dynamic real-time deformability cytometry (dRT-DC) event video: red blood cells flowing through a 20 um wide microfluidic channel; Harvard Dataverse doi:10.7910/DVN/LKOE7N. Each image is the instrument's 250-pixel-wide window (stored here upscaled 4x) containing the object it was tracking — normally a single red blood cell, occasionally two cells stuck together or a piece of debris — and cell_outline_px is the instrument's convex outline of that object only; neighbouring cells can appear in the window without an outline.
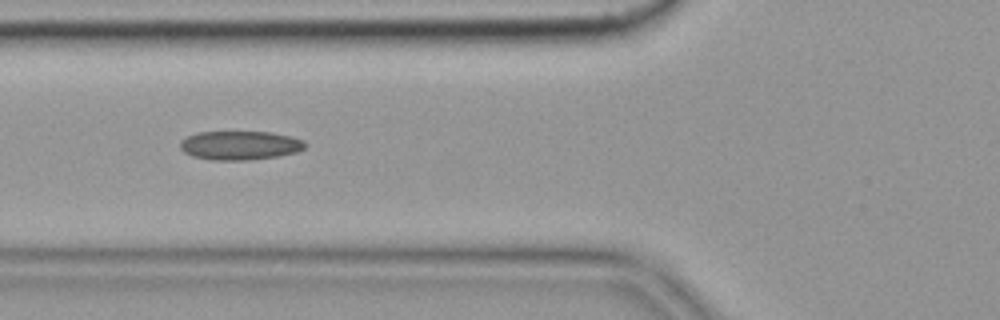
{"species": "common noctule bat (a hibernating species)", "species_latin": "Nyctalus noctula", "temperature_condition": "cold", "stored_images_in_passage": 48, "camera_frame_rate_fps": 3000, "um_per_image_px": 0.085, "animal": {"sex": "female", "body_mass_g": 19.9}, "frame": {"image": 1, "passage_image": 14, "time_ms": 4.333, "image_size_px": [1000, 320], "cell_outline_px": [[304, 148], [296, 152], [280, 156], [248, 160], [212, 160], [192, 156], [184, 152], [180, 148], [180, 140], [196, 132], [272, 132], [292, 136], [304, 140]], "centroid_in_image_um": [20.39, 12.35], "position_along_channel_um": 105.4, "area_um2": 21.15}, "authors_computed_cell_mechanics": {"area_um2": 20.4901, "velocity_mm_per_s": 3.6422, "shape_relaxation_time_tau1_ms": null, "shape_relaxation_time_tau2_ms": 2.8497, "deformation_change_tau1": null, "deformation_change_tau2": 0.0937}}